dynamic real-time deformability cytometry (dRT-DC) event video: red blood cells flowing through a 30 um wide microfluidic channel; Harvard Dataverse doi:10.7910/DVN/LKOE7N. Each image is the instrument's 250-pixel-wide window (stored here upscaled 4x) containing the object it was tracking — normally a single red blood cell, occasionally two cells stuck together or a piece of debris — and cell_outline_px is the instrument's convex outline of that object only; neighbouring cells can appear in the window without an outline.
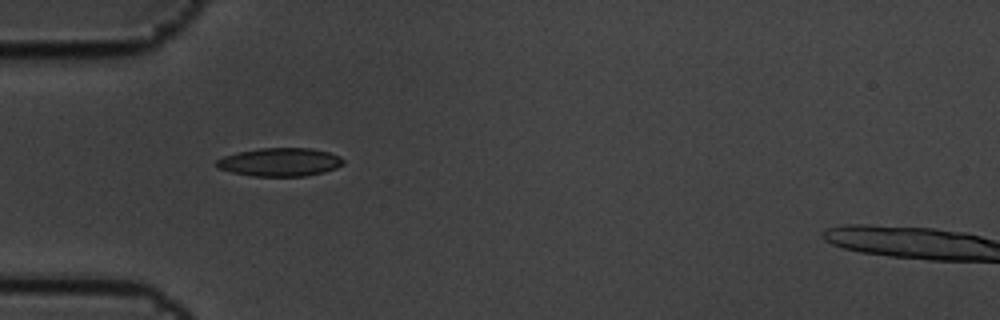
{"species": "common noctule bat (a hibernating species)", "species_latin": "Nyctalus noctula", "temperature_condition": "cold", "stored_images_in_passage": 2, "camera_frame_rate_fps": 3000, "um_per_image_px": 0.085, "animal": {"sex": "male", "body_mass_g": 19.5, "forearm_length_mm": 54.6}, "frame": {"image": 1, "passage_image": 1, "time_ms": 0.0, "image_size_px": [1000, 320], "cell_outline_px": [[344, 164], [336, 168], [324, 172], [304, 176], [252, 176], [232, 172], [216, 168], [216, 160], [224, 156], [240, 152], [260, 148], [312, 148], [328, 152], [340, 156], [344, 160]], "centroid_in_image_um": [23.81, 13.78], "position_along_channel_um": 61.2, "area_um2": 20.92}}
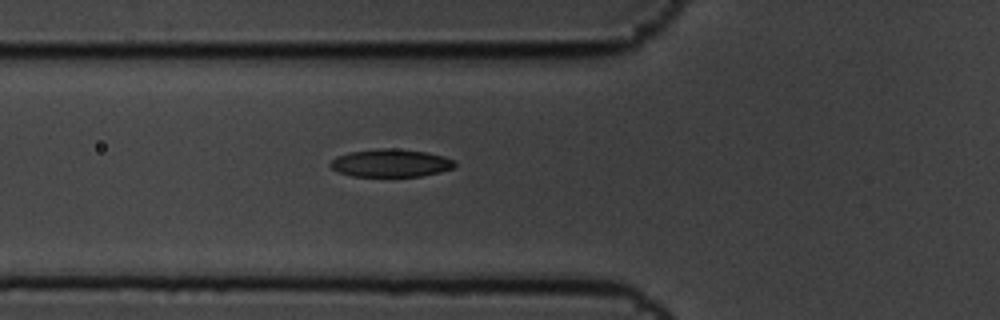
{"frame": {"image": 2, "passage_image": 2, "time_ms": 0.333, "image_size_px": [1000, 320], "cell_outline_px": [[456, 164], [452, 168], [440, 172], [420, 176], [352, 176], [340, 172], [332, 168], [328, 164], [336, 156], [348, 152], [376, 148], [396, 148], [428, 152], [444, 156], [452, 160]], "centroid_in_image_um": [33.19, 13.84], "position_along_channel_um": 92.6, "area_um2": 20.23}}